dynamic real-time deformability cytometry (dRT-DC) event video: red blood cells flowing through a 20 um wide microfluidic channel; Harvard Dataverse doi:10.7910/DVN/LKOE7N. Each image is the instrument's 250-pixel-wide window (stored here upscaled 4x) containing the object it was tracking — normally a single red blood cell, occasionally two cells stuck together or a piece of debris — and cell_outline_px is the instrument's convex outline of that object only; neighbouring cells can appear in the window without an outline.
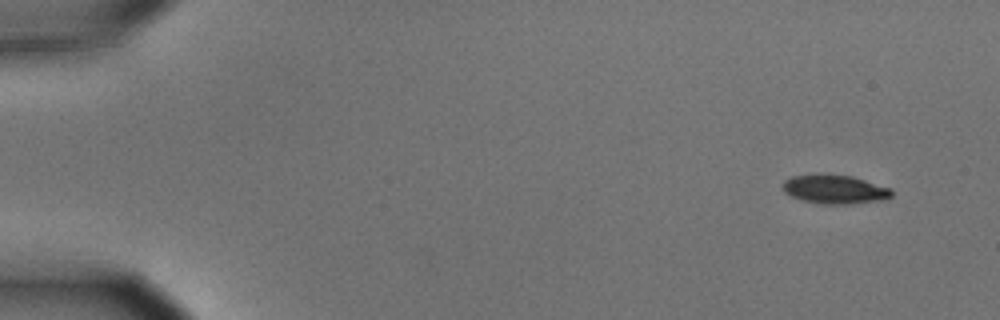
{"species": "common noctule bat (a hibernating species)", "species_latin": "Nyctalus noctula", "temperature_condition": "cold", "stored_images_in_passage": 53, "camera_frame_rate_fps": 3000, "um_per_image_px": 0.085, "animal": {"sex": "male", "body_mass_g": 15.6}, "frame": {"image": 1, "passage_image": 1, "time_ms": 0.0, "image_size_px": [1000, 320], "cell_outline_px": [[892, 196], [884, 200], [848, 204], [824, 204], [804, 200], [792, 196], [784, 192], [784, 180], [792, 176], [852, 176], [892, 188]], "centroid_in_image_um": [71.03, 16.12], "position_along_channel_um": 14.0, "area_um2": 17.74}}
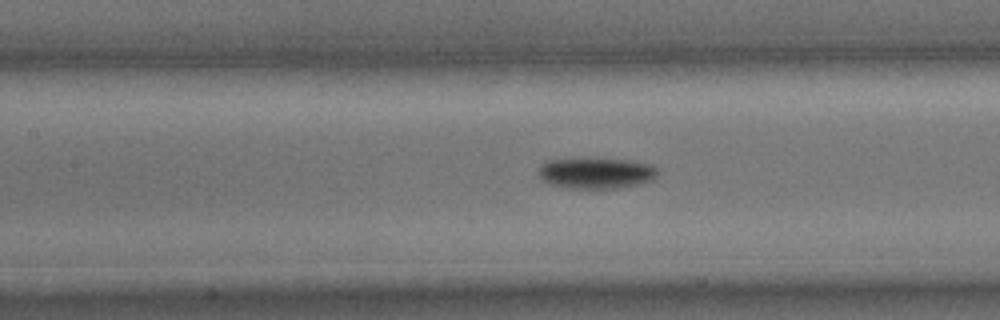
{"frame": {"image": 2, "passage_image": 23, "time_ms": 7.333, "image_size_px": [1000, 320], "cell_outline_px": [[660, 172], [652, 180], [640, 184], [616, 188], [564, 188], [548, 184], [540, 180], [540, 168], [548, 160], [628, 160], [648, 164], [656, 168]], "centroid_in_image_um": [50.68, 14.75], "position_along_channel_um": 156.7, "area_um2": 20.98}}
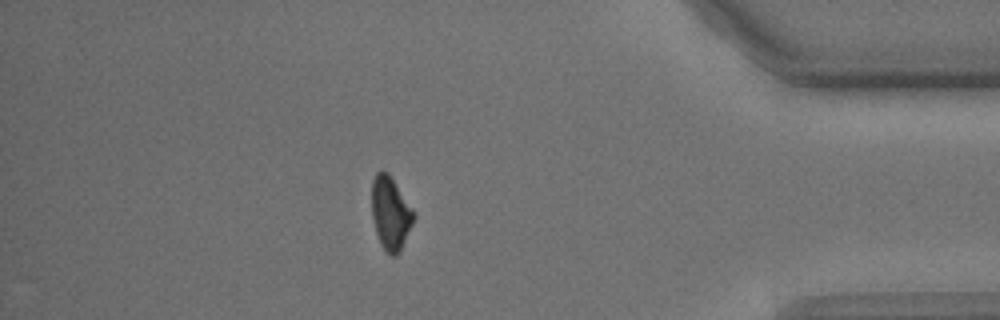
{"frame": {"image": 3, "passage_image": 46, "time_ms": 15.0, "image_size_px": [1000, 320], "cell_outline_px": [[416, 216], [400, 252], [396, 256], [392, 256], [380, 244], [376, 232], [372, 216], [372, 180], [376, 172], [388, 172], [416, 212]], "centroid_in_image_um": [33.22, 18.12], "position_along_channel_um": 402.0, "area_um2": 17.98}, "authors_computed_cell_mechanics": {"area_um2": 19.4786, "velocity_mm_per_s": 3.6331, "shape_relaxation_time_tau1_ms": 2.8141, "shape_relaxation_time_tau2_ms": null, "deformation_change_tau1": 0.1185, "deformation_change_tau2": null}}